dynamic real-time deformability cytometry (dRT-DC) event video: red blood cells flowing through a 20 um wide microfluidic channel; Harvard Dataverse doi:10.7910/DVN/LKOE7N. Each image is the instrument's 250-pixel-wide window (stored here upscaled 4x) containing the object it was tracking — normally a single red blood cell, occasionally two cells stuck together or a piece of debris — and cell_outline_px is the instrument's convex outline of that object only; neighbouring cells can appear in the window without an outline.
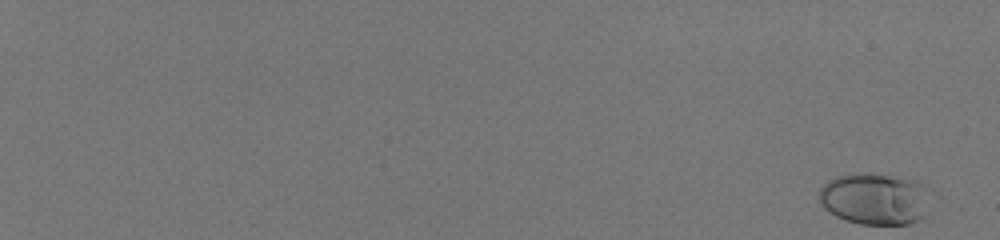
{"species": "human", "species_latin": "Homo sapiens", "temperature_condition": "room temperature", "stored_images_in_passage": 57, "camera_frame_rate_fps": 3000, "um_per_image_px": 0.085, "donor": {"sex": "male"}, "frame": {"image": 1, "passage_image": 1, "time_ms": 0.0, "image_size_px": [1000, 240], "cell_outline_px": [[924, 216], [908, 224], [860, 224], [836, 216], [824, 208], [820, 200], [820, 188], [828, 180], [836, 176], [852, 172], [864, 172], [916, 180], [924, 188]], "centroid_in_image_um": [74.26, 16.88], "position_along_channel_um": 10.7, "area_um2": 32.83}}
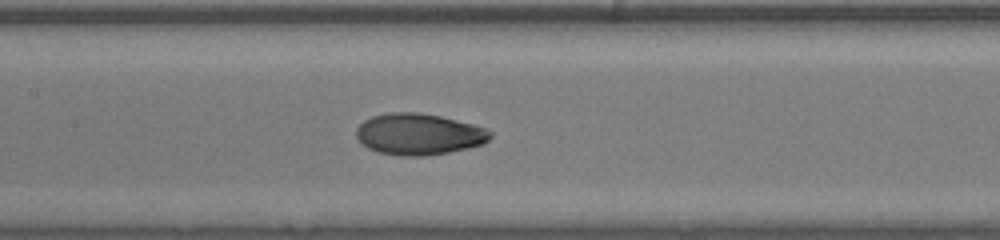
{"frame": {"image": 2, "passage_image": 34, "time_ms": 11.0, "image_size_px": [1000, 240], "cell_outline_px": [[492, 136], [484, 144], [448, 152], [424, 156], [404, 156], [380, 152], [368, 148], [360, 144], [356, 136], [356, 128], [364, 120], [372, 116], [392, 112], [416, 112], [440, 116], [472, 124], [484, 128], [492, 132]], "centroid_in_image_um": [35.57, 11.4], "position_along_channel_um": 171.8, "area_um2": 32.19}}
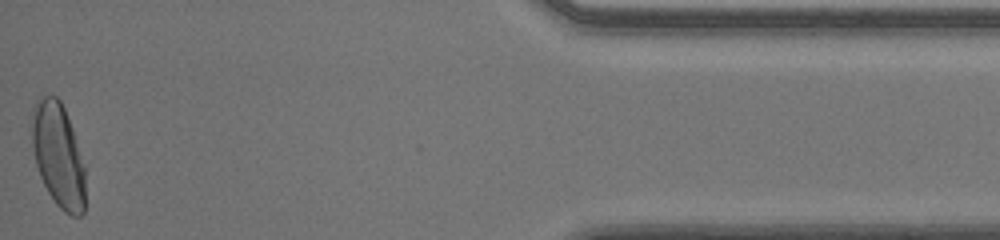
{"frame": {"image": 3, "passage_image": 57, "time_ms": 18.667, "image_size_px": [1000, 240], "cell_outline_px": [[84, 212], [80, 216], [72, 216], [64, 212], [56, 204], [48, 192], [40, 176], [36, 164], [32, 148], [32, 108], [36, 100], [40, 96], [56, 96], [60, 100], [64, 108], [72, 128], [84, 164]], "centroid_in_image_um": [4.93, 13.18], "position_along_channel_um": 430.3, "area_um2": 32.31}, "authors_computed_cell_mechanics": {"area_um2": 31.0386, "velocity_mm_per_s": 4.0553, "shape_relaxation_time_tau1_ms": 4.1196, "shape_relaxation_time_tau2_ms": 0.7669, "deformation_change_tau1": 0.1827, "deformation_change_tau2": 0.0384}}